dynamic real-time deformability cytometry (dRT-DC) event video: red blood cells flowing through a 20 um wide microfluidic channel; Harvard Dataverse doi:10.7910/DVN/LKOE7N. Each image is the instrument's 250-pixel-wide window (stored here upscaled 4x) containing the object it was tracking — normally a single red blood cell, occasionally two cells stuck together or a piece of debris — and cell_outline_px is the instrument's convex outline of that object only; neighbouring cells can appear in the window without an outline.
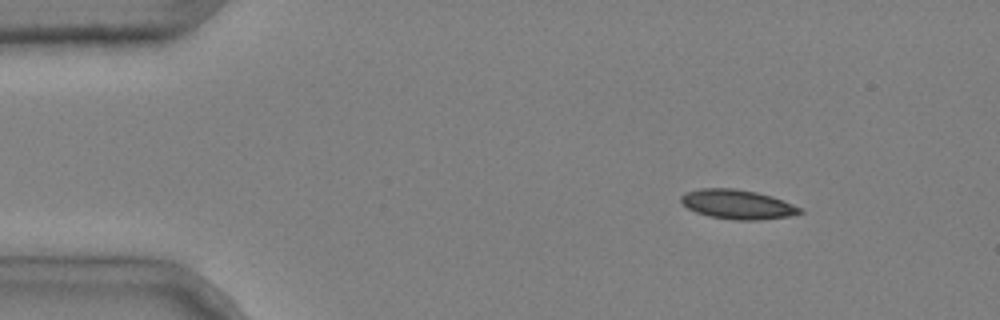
{"species": "common noctule bat (a hibernating species)", "species_latin": "Nyctalus noctula", "temperature_condition": "cold", "stored_images_in_passage": 3, "camera_frame_rate_fps": 3000, "um_per_image_px": 0.085, "animal": {"sex": "male", "body_mass_g": 20.4}, "frame": {"image": 1, "passage_image": 1, "time_ms": 0.0, "image_size_px": [1000, 320], "cell_outline_px": [[804, 212], [788, 216], [756, 220], [736, 220], [708, 216], [696, 212], [688, 208], [680, 200], [680, 196], [688, 192], [700, 188], [736, 188], [756, 192], [772, 196], [792, 204], [800, 208]], "centroid_in_image_um": [62.67, 17.36], "position_along_channel_um": 22.3, "area_um2": 20.17}}